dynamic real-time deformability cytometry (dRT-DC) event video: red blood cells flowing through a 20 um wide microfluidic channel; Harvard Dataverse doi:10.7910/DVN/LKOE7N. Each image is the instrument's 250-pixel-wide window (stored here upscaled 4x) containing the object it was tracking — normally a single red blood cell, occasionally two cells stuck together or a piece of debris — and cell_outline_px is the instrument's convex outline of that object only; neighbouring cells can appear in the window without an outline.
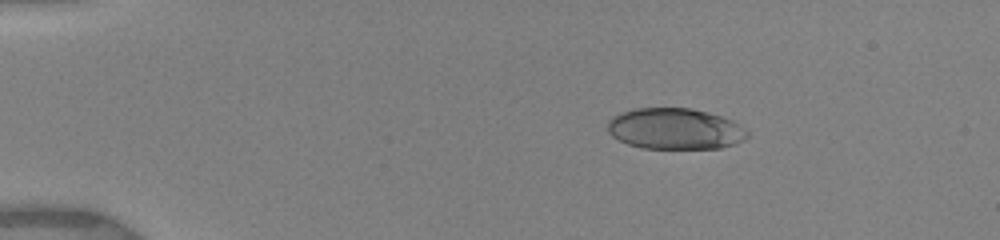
{"species": "human", "species_latin": "Homo sapiens", "temperature_condition": "warm", "stored_images_in_passage": 11, "camera_frame_rate_fps": 3000, "um_per_image_px": 0.085, "donor": {"sex": "female"}, "frame": {"image": 1, "passage_image": 1, "time_ms": 0.0, "image_size_px": [1000, 240], "cell_outline_px": [[748, 136], [732, 144], [720, 148], [644, 148], [628, 144], [612, 136], [608, 132], [608, 120], [612, 116], [620, 112], [632, 108], [688, 108], [720, 116], [732, 120], [744, 128], [748, 132]], "centroid_in_image_um": [57.32, 10.94], "position_along_channel_um": 27.7, "area_um2": 33.18}}
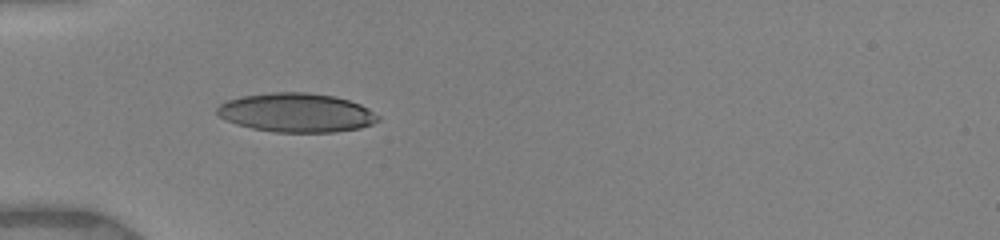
{"frame": {"image": 2, "passage_image": 10, "time_ms": 2.667, "image_size_px": [1000, 240], "cell_outline_px": [[380, 120], [372, 124], [360, 128], [336, 132], [276, 132], [252, 128], [236, 124], [220, 116], [216, 112], [216, 108], [220, 104], [228, 100], [240, 96], [268, 92], [308, 92], [332, 96], [348, 100], [360, 104], [368, 108], [380, 116]], "centroid_in_image_um": [25.21, 9.57], "position_along_channel_um": 59.8, "area_um2": 36.65}}